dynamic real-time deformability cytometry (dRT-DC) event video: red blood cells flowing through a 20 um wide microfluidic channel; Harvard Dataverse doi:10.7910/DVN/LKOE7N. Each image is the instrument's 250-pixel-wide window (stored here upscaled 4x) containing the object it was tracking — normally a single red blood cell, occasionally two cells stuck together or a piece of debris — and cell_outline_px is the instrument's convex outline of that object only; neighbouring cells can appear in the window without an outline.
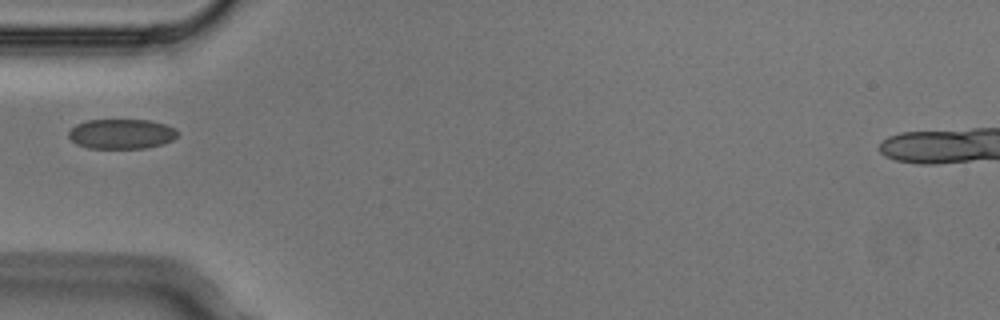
{"species": "Egyptian fruit bat (a non-hibernating species)", "species_latin": "Rousettus aegyptiacus", "temperature_condition": "cold", "stored_images_in_passage": 6, "camera_frame_rate_fps": 3000, "um_per_image_px": 0.085, "animal": {"sex": "male"}, "frame": {"image": 1, "passage_image": 6, "time_ms": 1.667, "image_size_px": [1000, 320], "cell_outline_px": [[176, 136], [172, 140], [164, 144], [144, 148], [88, 148], [76, 144], [68, 136], [68, 132], [76, 124], [88, 120], [148, 120], [164, 124], [176, 128]], "centroid_in_image_um": [10.31, 11.38], "position_along_channel_um": 74.7, "area_um2": 18.9}}